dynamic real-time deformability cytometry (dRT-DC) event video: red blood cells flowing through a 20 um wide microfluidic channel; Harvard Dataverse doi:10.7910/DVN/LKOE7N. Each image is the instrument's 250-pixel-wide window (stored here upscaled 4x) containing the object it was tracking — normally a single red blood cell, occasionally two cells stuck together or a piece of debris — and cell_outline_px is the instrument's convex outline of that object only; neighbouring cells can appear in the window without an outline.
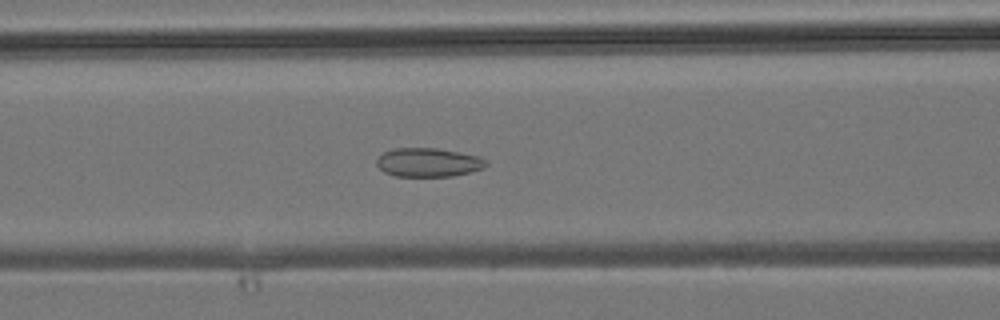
{"species": "common noctule bat (a hibernating species)", "species_latin": "Nyctalus noctula", "temperature_condition": "room temperature", "stored_images_in_passage": 34, "camera_frame_rate_fps": 3000, "um_per_image_px": 0.085, "animal": {"sex": "male", "body_mass_g": 19.2, "forearm_length_mm": 51.8}, "frame": {"image": 1, "passage_image": 7, "time_ms": 2.0, "image_size_px": [1000, 320], "cell_outline_px": [[488, 164], [484, 168], [452, 176], [396, 176], [384, 172], [376, 164], [376, 160], [384, 152], [392, 148], [436, 148], [460, 152], [480, 156], [488, 160]], "centroid_in_image_um": [36.43, 13.79], "position_along_channel_um": 130.2, "area_um2": 18.44}}
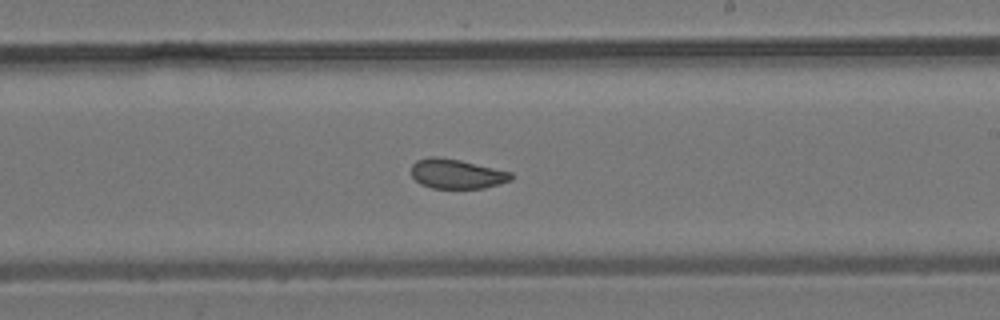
{"frame": {"image": 2, "passage_image": 15, "time_ms": 4.667, "image_size_px": [1000, 320], "cell_outline_px": [[512, 180], [500, 184], [484, 188], [432, 188], [420, 184], [412, 176], [412, 164], [416, 160], [428, 156], [436, 156], [460, 160], [512, 172]], "centroid_in_image_um": [38.81, 14.77], "position_along_channel_um": 250.2, "area_um2": 17.28}}
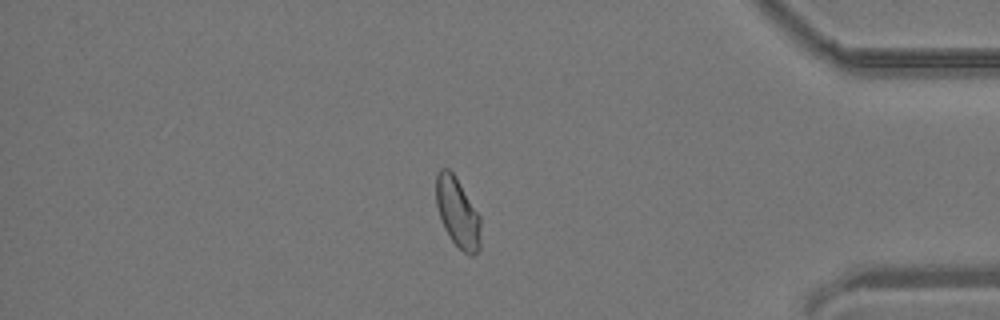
{"frame": {"image": 3, "passage_image": 27, "time_ms": 8.667, "image_size_px": [1000, 320], "cell_outline_px": [[480, 248], [472, 256], [468, 256], [452, 240], [444, 228], [436, 204], [436, 172], [440, 168], [448, 168], [456, 176], [480, 216]], "centroid_in_image_um": [38.89, 18.04], "position_along_channel_um": 396.3, "area_um2": 18.09}}